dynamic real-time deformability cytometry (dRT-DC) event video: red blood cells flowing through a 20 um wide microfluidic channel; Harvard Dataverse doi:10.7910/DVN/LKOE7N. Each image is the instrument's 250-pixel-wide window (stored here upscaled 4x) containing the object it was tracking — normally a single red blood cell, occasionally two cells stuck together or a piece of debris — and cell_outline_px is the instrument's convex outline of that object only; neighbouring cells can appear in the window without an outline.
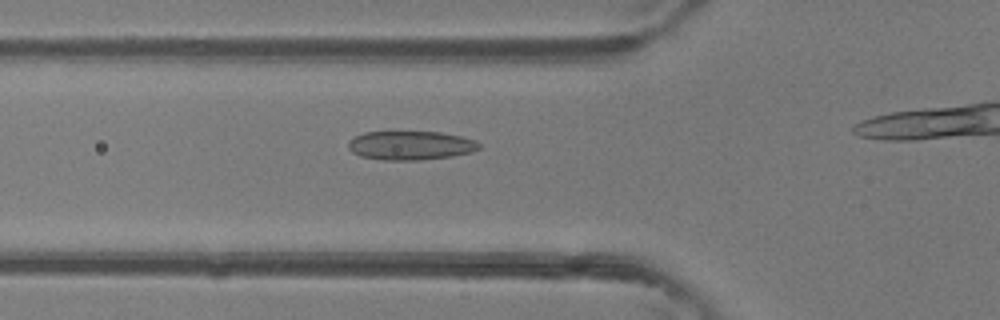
{"species": "common noctule bat (a hibernating species)", "species_latin": "Nyctalus noctula", "temperature_condition": "room temperature", "stored_images_in_passage": 15, "camera_frame_rate_fps": 3000, "um_per_image_px": 0.085, "animal": {"sex": "female"}, "frame": {"image": 1, "passage_image": 11, "time_ms": 3.333, "image_size_px": [1000, 320], "cell_outline_px": [[480, 148], [472, 152], [452, 156], [420, 160], [380, 160], [360, 156], [352, 152], [348, 148], [348, 140], [364, 132], [440, 132], [460, 136], [476, 140], [480, 144]], "centroid_in_image_um": [34.89, 12.37], "position_along_channel_um": 90.9, "area_um2": 22.14}}